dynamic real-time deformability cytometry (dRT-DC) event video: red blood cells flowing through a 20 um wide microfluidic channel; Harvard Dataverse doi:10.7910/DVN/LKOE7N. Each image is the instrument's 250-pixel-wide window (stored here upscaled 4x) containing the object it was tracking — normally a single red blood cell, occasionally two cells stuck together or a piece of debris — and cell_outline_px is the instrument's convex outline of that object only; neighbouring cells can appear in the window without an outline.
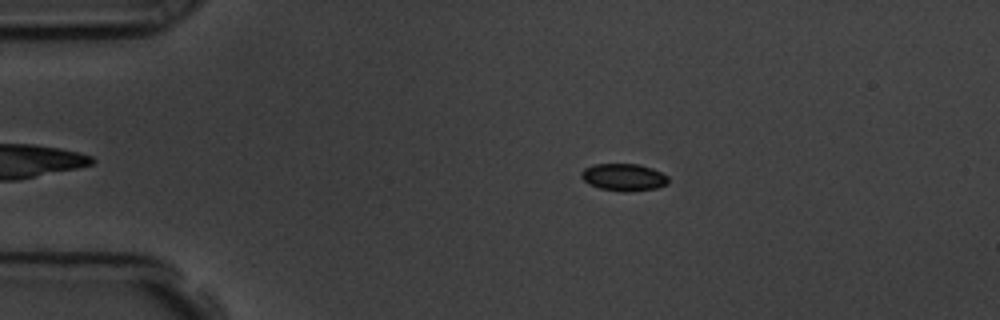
{"species": "common noctule bat (a hibernating species)", "species_latin": "Nyctalus noctula", "temperature_condition": "room temperature", "stored_images_in_passage": 30, "camera_frame_rate_fps": 3000, "um_per_image_px": 0.085, "animal": {"sex": "male", "body_mass_g": 19.5, "forearm_length_mm": 54.6}, "frame": {"image": 1, "passage_image": 6, "time_ms": 1.667, "image_size_px": [1000, 320], "cell_outline_px": [[668, 184], [656, 188], [624, 192], [620, 192], [600, 188], [588, 184], [580, 176], [580, 172], [584, 168], [592, 164], [640, 164], [652, 168], [668, 176]], "centroid_in_image_um": [52.99, 15.06], "position_along_channel_um": 32.0, "area_um2": 13.93}}
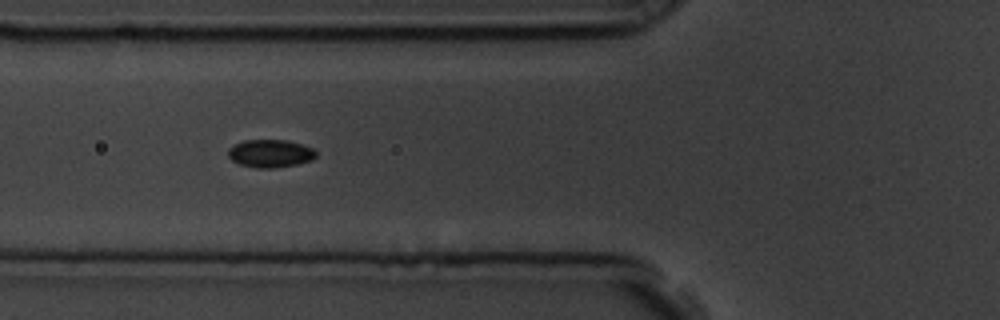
{"frame": {"image": 2, "passage_image": 16, "time_ms": 5.0, "image_size_px": [1000, 320], "cell_outline_px": [[316, 156], [312, 160], [296, 164], [272, 168], [256, 168], [240, 164], [232, 160], [228, 156], [228, 148], [244, 140], [288, 140], [312, 148], [316, 152]], "centroid_in_image_um": [22.96, 13.04], "position_along_channel_um": 102.8, "area_um2": 14.16}}
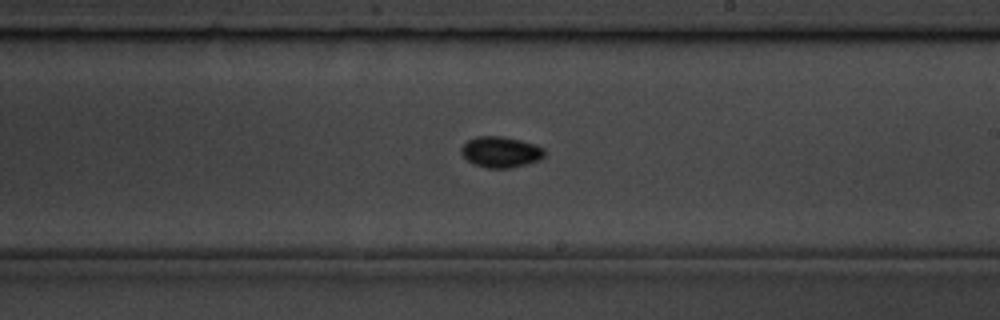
{"frame": {"image": 3, "passage_image": 28, "time_ms": 9.0, "image_size_px": [1000, 320], "cell_outline_px": [[544, 156], [540, 160], [508, 168], [488, 168], [472, 164], [460, 152], [460, 148], [468, 140], [476, 136], [504, 136], [536, 144], [544, 148]], "centroid_in_image_um": [42.55, 12.91], "position_along_channel_um": 246.4, "area_um2": 15.03}}